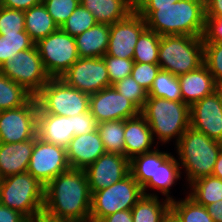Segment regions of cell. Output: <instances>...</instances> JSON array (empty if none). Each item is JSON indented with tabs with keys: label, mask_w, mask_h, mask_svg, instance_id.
I'll return each instance as SVG.
<instances>
[{
	"label": "cell",
	"mask_w": 222,
	"mask_h": 222,
	"mask_svg": "<svg viewBox=\"0 0 222 222\" xmlns=\"http://www.w3.org/2000/svg\"><path fill=\"white\" fill-rule=\"evenodd\" d=\"M146 28L145 20L135 10L125 19L110 25L106 54L121 59H133L136 42Z\"/></svg>",
	"instance_id": "obj_15"
},
{
	"label": "cell",
	"mask_w": 222,
	"mask_h": 222,
	"mask_svg": "<svg viewBox=\"0 0 222 222\" xmlns=\"http://www.w3.org/2000/svg\"><path fill=\"white\" fill-rule=\"evenodd\" d=\"M69 169L66 148L47 143L36 135L27 172L46 186L52 179Z\"/></svg>",
	"instance_id": "obj_12"
},
{
	"label": "cell",
	"mask_w": 222,
	"mask_h": 222,
	"mask_svg": "<svg viewBox=\"0 0 222 222\" xmlns=\"http://www.w3.org/2000/svg\"><path fill=\"white\" fill-rule=\"evenodd\" d=\"M181 174L180 164L177 158L167 151H161L158 145V147H156L155 179H150L142 187L143 194L158 196V193L155 192L158 191L162 196H165L163 198L173 201L175 198H173V195H170V189L180 180ZM148 188L154 193L147 192L149 190Z\"/></svg>",
	"instance_id": "obj_18"
},
{
	"label": "cell",
	"mask_w": 222,
	"mask_h": 222,
	"mask_svg": "<svg viewBox=\"0 0 222 222\" xmlns=\"http://www.w3.org/2000/svg\"><path fill=\"white\" fill-rule=\"evenodd\" d=\"M160 40V35L146 28L136 42L133 55L134 62L158 64Z\"/></svg>",
	"instance_id": "obj_32"
},
{
	"label": "cell",
	"mask_w": 222,
	"mask_h": 222,
	"mask_svg": "<svg viewBox=\"0 0 222 222\" xmlns=\"http://www.w3.org/2000/svg\"><path fill=\"white\" fill-rule=\"evenodd\" d=\"M25 31V15L23 10L0 8V34H12Z\"/></svg>",
	"instance_id": "obj_39"
},
{
	"label": "cell",
	"mask_w": 222,
	"mask_h": 222,
	"mask_svg": "<svg viewBox=\"0 0 222 222\" xmlns=\"http://www.w3.org/2000/svg\"><path fill=\"white\" fill-rule=\"evenodd\" d=\"M203 42L222 43V15L218 17H206Z\"/></svg>",
	"instance_id": "obj_44"
},
{
	"label": "cell",
	"mask_w": 222,
	"mask_h": 222,
	"mask_svg": "<svg viewBox=\"0 0 222 222\" xmlns=\"http://www.w3.org/2000/svg\"><path fill=\"white\" fill-rule=\"evenodd\" d=\"M42 3L58 27L62 26L80 4L79 0H42Z\"/></svg>",
	"instance_id": "obj_40"
},
{
	"label": "cell",
	"mask_w": 222,
	"mask_h": 222,
	"mask_svg": "<svg viewBox=\"0 0 222 222\" xmlns=\"http://www.w3.org/2000/svg\"><path fill=\"white\" fill-rule=\"evenodd\" d=\"M191 1H195L199 4H201L202 6L206 7L208 4V0H191Z\"/></svg>",
	"instance_id": "obj_54"
},
{
	"label": "cell",
	"mask_w": 222,
	"mask_h": 222,
	"mask_svg": "<svg viewBox=\"0 0 222 222\" xmlns=\"http://www.w3.org/2000/svg\"><path fill=\"white\" fill-rule=\"evenodd\" d=\"M35 137L16 143L0 142V179L27 172Z\"/></svg>",
	"instance_id": "obj_22"
},
{
	"label": "cell",
	"mask_w": 222,
	"mask_h": 222,
	"mask_svg": "<svg viewBox=\"0 0 222 222\" xmlns=\"http://www.w3.org/2000/svg\"><path fill=\"white\" fill-rule=\"evenodd\" d=\"M143 195L142 187L129 173L117 183L92 193L90 222H99L118 211L131 210Z\"/></svg>",
	"instance_id": "obj_8"
},
{
	"label": "cell",
	"mask_w": 222,
	"mask_h": 222,
	"mask_svg": "<svg viewBox=\"0 0 222 222\" xmlns=\"http://www.w3.org/2000/svg\"><path fill=\"white\" fill-rule=\"evenodd\" d=\"M110 25L97 23L75 37L78 55L80 58H100L108 49Z\"/></svg>",
	"instance_id": "obj_25"
},
{
	"label": "cell",
	"mask_w": 222,
	"mask_h": 222,
	"mask_svg": "<svg viewBox=\"0 0 222 222\" xmlns=\"http://www.w3.org/2000/svg\"><path fill=\"white\" fill-rule=\"evenodd\" d=\"M99 222H133L131 210H122L102 218Z\"/></svg>",
	"instance_id": "obj_47"
},
{
	"label": "cell",
	"mask_w": 222,
	"mask_h": 222,
	"mask_svg": "<svg viewBox=\"0 0 222 222\" xmlns=\"http://www.w3.org/2000/svg\"><path fill=\"white\" fill-rule=\"evenodd\" d=\"M190 126L222 142V104L216 91L190 106Z\"/></svg>",
	"instance_id": "obj_17"
},
{
	"label": "cell",
	"mask_w": 222,
	"mask_h": 222,
	"mask_svg": "<svg viewBox=\"0 0 222 222\" xmlns=\"http://www.w3.org/2000/svg\"><path fill=\"white\" fill-rule=\"evenodd\" d=\"M29 220L16 210L0 204V222H28Z\"/></svg>",
	"instance_id": "obj_45"
},
{
	"label": "cell",
	"mask_w": 222,
	"mask_h": 222,
	"mask_svg": "<svg viewBox=\"0 0 222 222\" xmlns=\"http://www.w3.org/2000/svg\"><path fill=\"white\" fill-rule=\"evenodd\" d=\"M148 97H159L166 100L182 102L178 77L168 71L160 70L148 92Z\"/></svg>",
	"instance_id": "obj_33"
},
{
	"label": "cell",
	"mask_w": 222,
	"mask_h": 222,
	"mask_svg": "<svg viewBox=\"0 0 222 222\" xmlns=\"http://www.w3.org/2000/svg\"><path fill=\"white\" fill-rule=\"evenodd\" d=\"M113 86L121 96L128 99L140 111L143 109L148 98V92L142 88L131 75L117 81Z\"/></svg>",
	"instance_id": "obj_37"
},
{
	"label": "cell",
	"mask_w": 222,
	"mask_h": 222,
	"mask_svg": "<svg viewBox=\"0 0 222 222\" xmlns=\"http://www.w3.org/2000/svg\"><path fill=\"white\" fill-rule=\"evenodd\" d=\"M148 29L160 36L188 35L203 37L205 7L191 0H179L170 6H134Z\"/></svg>",
	"instance_id": "obj_2"
},
{
	"label": "cell",
	"mask_w": 222,
	"mask_h": 222,
	"mask_svg": "<svg viewBox=\"0 0 222 222\" xmlns=\"http://www.w3.org/2000/svg\"><path fill=\"white\" fill-rule=\"evenodd\" d=\"M160 70L161 68L158 64L134 62L130 75L142 88L149 92Z\"/></svg>",
	"instance_id": "obj_42"
},
{
	"label": "cell",
	"mask_w": 222,
	"mask_h": 222,
	"mask_svg": "<svg viewBox=\"0 0 222 222\" xmlns=\"http://www.w3.org/2000/svg\"><path fill=\"white\" fill-rule=\"evenodd\" d=\"M33 95L0 72V111L18 108Z\"/></svg>",
	"instance_id": "obj_31"
},
{
	"label": "cell",
	"mask_w": 222,
	"mask_h": 222,
	"mask_svg": "<svg viewBox=\"0 0 222 222\" xmlns=\"http://www.w3.org/2000/svg\"><path fill=\"white\" fill-rule=\"evenodd\" d=\"M185 197L171 201V215L178 222H214L205 206L197 204L188 195Z\"/></svg>",
	"instance_id": "obj_30"
},
{
	"label": "cell",
	"mask_w": 222,
	"mask_h": 222,
	"mask_svg": "<svg viewBox=\"0 0 222 222\" xmlns=\"http://www.w3.org/2000/svg\"><path fill=\"white\" fill-rule=\"evenodd\" d=\"M45 186L29 172L0 179V204L23 214L28 220L43 212Z\"/></svg>",
	"instance_id": "obj_5"
},
{
	"label": "cell",
	"mask_w": 222,
	"mask_h": 222,
	"mask_svg": "<svg viewBox=\"0 0 222 222\" xmlns=\"http://www.w3.org/2000/svg\"><path fill=\"white\" fill-rule=\"evenodd\" d=\"M42 0H2V6L9 9L28 10L33 6L39 5Z\"/></svg>",
	"instance_id": "obj_46"
},
{
	"label": "cell",
	"mask_w": 222,
	"mask_h": 222,
	"mask_svg": "<svg viewBox=\"0 0 222 222\" xmlns=\"http://www.w3.org/2000/svg\"><path fill=\"white\" fill-rule=\"evenodd\" d=\"M203 63L213 75L216 85H222V43L203 42Z\"/></svg>",
	"instance_id": "obj_38"
},
{
	"label": "cell",
	"mask_w": 222,
	"mask_h": 222,
	"mask_svg": "<svg viewBox=\"0 0 222 222\" xmlns=\"http://www.w3.org/2000/svg\"><path fill=\"white\" fill-rule=\"evenodd\" d=\"M156 148L153 151L143 153L130 160V173L143 187L150 179H155Z\"/></svg>",
	"instance_id": "obj_35"
},
{
	"label": "cell",
	"mask_w": 222,
	"mask_h": 222,
	"mask_svg": "<svg viewBox=\"0 0 222 222\" xmlns=\"http://www.w3.org/2000/svg\"><path fill=\"white\" fill-rule=\"evenodd\" d=\"M110 84L113 85L119 80L130 76L134 65L133 59H121L105 54L103 56Z\"/></svg>",
	"instance_id": "obj_41"
},
{
	"label": "cell",
	"mask_w": 222,
	"mask_h": 222,
	"mask_svg": "<svg viewBox=\"0 0 222 222\" xmlns=\"http://www.w3.org/2000/svg\"><path fill=\"white\" fill-rule=\"evenodd\" d=\"M0 72L23 86L34 97L51 79L44 68L36 44L32 48L19 51L14 58L0 67Z\"/></svg>",
	"instance_id": "obj_10"
},
{
	"label": "cell",
	"mask_w": 222,
	"mask_h": 222,
	"mask_svg": "<svg viewBox=\"0 0 222 222\" xmlns=\"http://www.w3.org/2000/svg\"><path fill=\"white\" fill-rule=\"evenodd\" d=\"M222 15V0H208L205 7V17H218Z\"/></svg>",
	"instance_id": "obj_48"
},
{
	"label": "cell",
	"mask_w": 222,
	"mask_h": 222,
	"mask_svg": "<svg viewBox=\"0 0 222 222\" xmlns=\"http://www.w3.org/2000/svg\"><path fill=\"white\" fill-rule=\"evenodd\" d=\"M37 136L51 144L66 148L74 138L72 116H59L50 113H38Z\"/></svg>",
	"instance_id": "obj_23"
},
{
	"label": "cell",
	"mask_w": 222,
	"mask_h": 222,
	"mask_svg": "<svg viewBox=\"0 0 222 222\" xmlns=\"http://www.w3.org/2000/svg\"><path fill=\"white\" fill-rule=\"evenodd\" d=\"M97 23L112 25L134 11V0H79Z\"/></svg>",
	"instance_id": "obj_24"
},
{
	"label": "cell",
	"mask_w": 222,
	"mask_h": 222,
	"mask_svg": "<svg viewBox=\"0 0 222 222\" xmlns=\"http://www.w3.org/2000/svg\"><path fill=\"white\" fill-rule=\"evenodd\" d=\"M216 92L219 95L222 104V85L216 86Z\"/></svg>",
	"instance_id": "obj_53"
},
{
	"label": "cell",
	"mask_w": 222,
	"mask_h": 222,
	"mask_svg": "<svg viewBox=\"0 0 222 222\" xmlns=\"http://www.w3.org/2000/svg\"><path fill=\"white\" fill-rule=\"evenodd\" d=\"M206 209L214 222H222V200L207 205Z\"/></svg>",
	"instance_id": "obj_49"
},
{
	"label": "cell",
	"mask_w": 222,
	"mask_h": 222,
	"mask_svg": "<svg viewBox=\"0 0 222 222\" xmlns=\"http://www.w3.org/2000/svg\"><path fill=\"white\" fill-rule=\"evenodd\" d=\"M97 122L90 111L72 116V131L74 136L88 134L97 130Z\"/></svg>",
	"instance_id": "obj_43"
},
{
	"label": "cell",
	"mask_w": 222,
	"mask_h": 222,
	"mask_svg": "<svg viewBox=\"0 0 222 222\" xmlns=\"http://www.w3.org/2000/svg\"><path fill=\"white\" fill-rule=\"evenodd\" d=\"M96 24L94 15L79 4L60 28L72 37H76Z\"/></svg>",
	"instance_id": "obj_36"
},
{
	"label": "cell",
	"mask_w": 222,
	"mask_h": 222,
	"mask_svg": "<svg viewBox=\"0 0 222 222\" xmlns=\"http://www.w3.org/2000/svg\"><path fill=\"white\" fill-rule=\"evenodd\" d=\"M24 15L25 31L35 43L59 28L43 3L25 10Z\"/></svg>",
	"instance_id": "obj_27"
},
{
	"label": "cell",
	"mask_w": 222,
	"mask_h": 222,
	"mask_svg": "<svg viewBox=\"0 0 222 222\" xmlns=\"http://www.w3.org/2000/svg\"><path fill=\"white\" fill-rule=\"evenodd\" d=\"M179 0H134V6H170Z\"/></svg>",
	"instance_id": "obj_50"
},
{
	"label": "cell",
	"mask_w": 222,
	"mask_h": 222,
	"mask_svg": "<svg viewBox=\"0 0 222 222\" xmlns=\"http://www.w3.org/2000/svg\"><path fill=\"white\" fill-rule=\"evenodd\" d=\"M212 175L222 179V150L216 160Z\"/></svg>",
	"instance_id": "obj_52"
},
{
	"label": "cell",
	"mask_w": 222,
	"mask_h": 222,
	"mask_svg": "<svg viewBox=\"0 0 222 222\" xmlns=\"http://www.w3.org/2000/svg\"><path fill=\"white\" fill-rule=\"evenodd\" d=\"M97 130L107 153L125 156V120L104 121L97 124Z\"/></svg>",
	"instance_id": "obj_29"
},
{
	"label": "cell",
	"mask_w": 222,
	"mask_h": 222,
	"mask_svg": "<svg viewBox=\"0 0 222 222\" xmlns=\"http://www.w3.org/2000/svg\"><path fill=\"white\" fill-rule=\"evenodd\" d=\"M124 141L125 157L129 160L158 147L146 119L141 114L125 120Z\"/></svg>",
	"instance_id": "obj_21"
},
{
	"label": "cell",
	"mask_w": 222,
	"mask_h": 222,
	"mask_svg": "<svg viewBox=\"0 0 222 222\" xmlns=\"http://www.w3.org/2000/svg\"><path fill=\"white\" fill-rule=\"evenodd\" d=\"M131 213L133 222H164L171 214V201L144 194Z\"/></svg>",
	"instance_id": "obj_26"
},
{
	"label": "cell",
	"mask_w": 222,
	"mask_h": 222,
	"mask_svg": "<svg viewBox=\"0 0 222 222\" xmlns=\"http://www.w3.org/2000/svg\"><path fill=\"white\" fill-rule=\"evenodd\" d=\"M28 222H74V221L68 219L55 218L43 211L35 215Z\"/></svg>",
	"instance_id": "obj_51"
},
{
	"label": "cell",
	"mask_w": 222,
	"mask_h": 222,
	"mask_svg": "<svg viewBox=\"0 0 222 222\" xmlns=\"http://www.w3.org/2000/svg\"><path fill=\"white\" fill-rule=\"evenodd\" d=\"M84 171L92 194L125 178L130 173V160L124 155L106 152Z\"/></svg>",
	"instance_id": "obj_16"
},
{
	"label": "cell",
	"mask_w": 222,
	"mask_h": 222,
	"mask_svg": "<svg viewBox=\"0 0 222 222\" xmlns=\"http://www.w3.org/2000/svg\"><path fill=\"white\" fill-rule=\"evenodd\" d=\"M182 102L188 106L193 105L216 91L213 75L203 63L200 67L186 74L178 76Z\"/></svg>",
	"instance_id": "obj_20"
},
{
	"label": "cell",
	"mask_w": 222,
	"mask_h": 222,
	"mask_svg": "<svg viewBox=\"0 0 222 222\" xmlns=\"http://www.w3.org/2000/svg\"><path fill=\"white\" fill-rule=\"evenodd\" d=\"M38 102L32 97L26 104L0 111V142L16 143L37 135Z\"/></svg>",
	"instance_id": "obj_11"
},
{
	"label": "cell",
	"mask_w": 222,
	"mask_h": 222,
	"mask_svg": "<svg viewBox=\"0 0 222 222\" xmlns=\"http://www.w3.org/2000/svg\"><path fill=\"white\" fill-rule=\"evenodd\" d=\"M89 111L97 123L126 120L140 114V110L128 99L121 96L113 85L90 95Z\"/></svg>",
	"instance_id": "obj_14"
},
{
	"label": "cell",
	"mask_w": 222,
	"mask_h": 222,
	"mask_svg": "<svg viewBox=\"0 0 222 222\" xmlns=\"http://www.w3.org/2000/svg\"><path fill=\"white\" fill-rule=\"evenodd\" d=\"M140 114L146 119L153 139H158L156 145L169 144L171 139L176 145L190 127V106L184 102L148 97Z\"/></svg>",
	"instance_id": "obj_4"
},
{
	"label": "cell",
	"mask_w": 222,
	"mask_h": 222,
	"mask_svg": "<svg viewBox=\"0 0 222 222\" xmlns=\"http://www.w3.org/2000/svg\"><path fill=\"white\" fill-rule=\"evenodd\" d=\"M91 191L83 169L61 173L45 186L43 211L74 222H90Z\"/></svg>",
	"instance_id": "obj_1"
},
{
	"label": "cell",
	"mask_w": 222,
	"mask_h": 222,
	"mask_svg": "<svg viewBox=\"0 0 222 222\" xmlns=\"http://www.w3.org/2000/svg\"><path fill=\"white\" fill-rule=\"evenodd\" d=\"M60 78L88 95L112 86L103 57L79 58Z\"/></svg>",
	"instance_id": "obj_13"
},
{
	"label": "cell",
	"mask_w": 222,
	"mask_h": 222,
	"mask_svg": "<svg viewBox=\"0 0 222 222\" xmlns=\"http://www.w3.org/2000/svg\"><path fill=\"white\" fill-rule=\"evenodd\" d=\"M35 97L38 113L69 117L89 111L90 95L67 85L61 78H51Z\"/></svg>",
	"instance_id": "obj_7"
},
{
	"label": "cell",
	"mask_w": 222,
	"mask_h": 222,
	"mask_svg": "<svg viewBox=\"0 0 222 222\" xmlns=\"http://www.w3.org/2000/svg\"><path fill=\"white\" fill-rule=\"evenodd\" d=\"M203 64V37L161 36L158 65L174 76L186 74Z\"/></svg>",
	"instance_id": "obj_6"
},
{
	"label": "cell",
	"mask_w": 222,
	"mask_h": 222,
	"mask_svg": "<svg viewBox=\"0 0 222 222\" xmlns=\"http://www.w3.org/2000/svg\"><path fill=\"white\" fill-rule=\"evenodd\" d=\"M164 222H178L171 214Z\"/></svg>",
	"instance_id": "obj_55"
},
{
	"label": "cell",
	"mask_w": 222,
	"mask_h": 222,
	"mask_svg": "<svg viewBox=\"0 0 222 222\" xmlns=\"http://www.w3.org/2000/svg\"><path fill=\"white\" fill-rule=\"evenodd\" d=\"M35 42L27 32L0 34V67L22 50L32 48Z\"/></svg>",
	"instance_id": "obj_34"
},
{
	"label": "cell",
	"mask_w": 222,
	"mask_h": 222,
	"mask_svg": "<svg viewBox=\"0 0 222 222\" xmlns=\"http://www.w3.org/2000/svg\"><path fill=\"white\" fill-rule=\"evenodd\" d=\"M181 171L188 185L204 176L212 175L216 160L222 150V142L209 138L191 126L175 145ZM184 167V168H183Z\"/></svg>",
	"instance_id": "obj_3"
},
{
	"label": "cell",
	"mask_w": 222,
	"mask_h": 222,
	"mask_svg": "<svg viewBox=\"0 0 222 222\" xmlns=\"http://www.w3.org/2000/svg\"><path fill=\"white\" fill-rule=\"evenodd\" d=\"M35 44L50 78H60L80 58L75 37L60 27Z\"/></svg>",
	"instance_id": "obj_9"
},
{
	"label": "cell",
	"mask_w": 222,
	"mask_h": 222,
	"mask_svg": "<svg viewBox=\"0 0 222 222\" xmlns=\"http://www.w3.org/2000/svg\"><path fill=\"white\" fill-rule=\"evenodd\" d=\"M106 153L98 130L74 136L66 147L67 161L72 169H85Z\"/></svg>",
	"instance_id": "obj_19"
},
{
	"label": "cell",
	"mask_w": 222,
	"mask_h": 222,
	"mask_svg": "<svg viewBox=\"0 0 222 222\" xmlns=\"http://www.w3.org/2000/svg\"><path fill=\"white\" fill-rule=\"evenodd\" d=\"M185 187L190 189L186 194L199 205L206 207L222 200V179L213 175L196 179Z\"/></svg>",
	"instance_id": "obj_28"
}]
</instances>
